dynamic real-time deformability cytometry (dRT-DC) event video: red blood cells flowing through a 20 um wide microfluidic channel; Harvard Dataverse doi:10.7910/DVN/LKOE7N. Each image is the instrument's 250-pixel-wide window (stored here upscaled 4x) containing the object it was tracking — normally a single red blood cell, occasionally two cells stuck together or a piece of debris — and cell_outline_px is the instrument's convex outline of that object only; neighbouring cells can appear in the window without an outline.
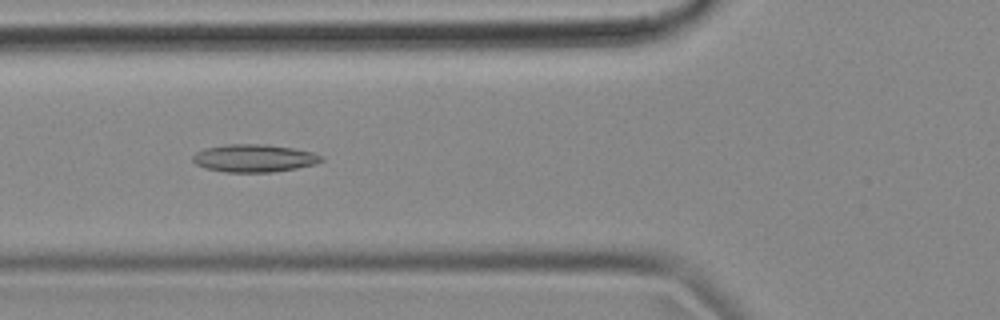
{"species": "common noctule bat (a hibernating species)", "species_latin": "Nyctalus noctula", "temperature_condition": "cold", "stored_images_in_passage": 55, "camera_frame_rate_fps": 3000, "um_per_image_px": 0.085, "animal": {"sex": "female", "body_mass_g": 18.4}, "frame": {"image": 1, "passage_image": 20, "time_ms": 6.333, "image_size_px": [1000, 320], "cell_outline_px": [[324, 160], [316, 164], [296, 168], [272, 172], [224, 172], [204, 168], [196, 164], [192, 160], [192, 156], [196, 152], [204, 148], [224, 144], [268, 144], [296, 148], [312, 152], [324, 156]], "centroid_in_image_um": [21.61, 13.44], "position_along_channel_um": 104.2, "area_um2": 21.1}}
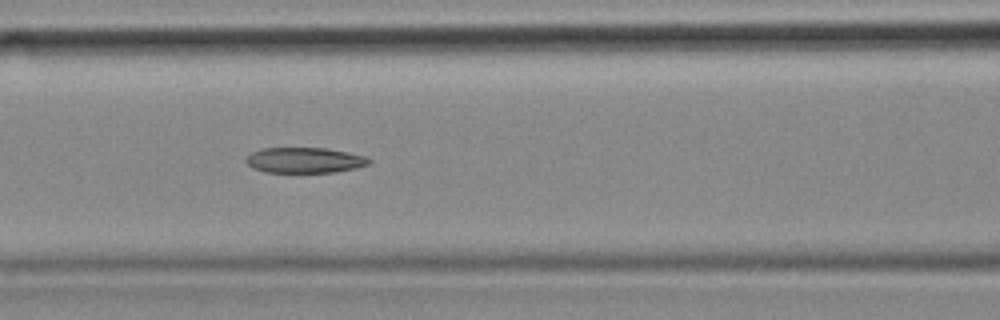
{"frame": {"image": 2, "passage_image": 23, "time_ms": 7.333, "image_size_px": [1000, 320], "cell_outline_px": [[372, 160], [368, 164], [356, 168], [336, 172], [264, 172], [252, 168], [244, 160], [252, 152], [260, 148], [324, 148], [348, 152], [364, 156]], "centroid_in_image_um": [25.87, 13.62], "position_along_channel_um": 140.7, "area_um2": 18.26}}
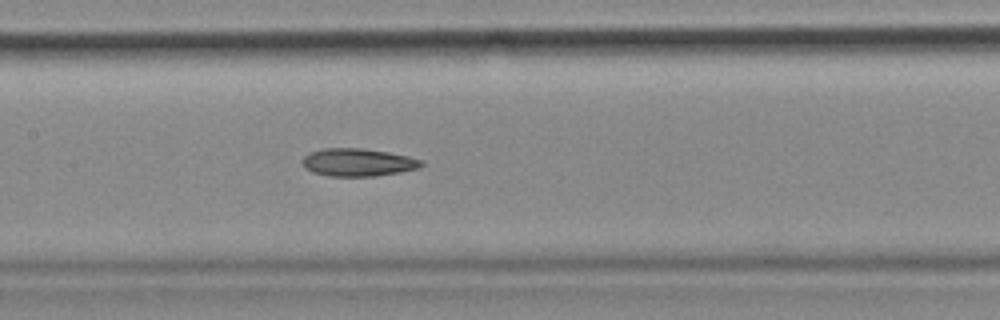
{"frame": {"image": 3, "passage_image": 26, "time_ms": 8.333, "image_size_px": [1000, 320], "cell_outline_px": [[424, 164], [420, 168], [400, 172], [376, 176], [328, 176], [312, 172], [304, 168], [300, 160], [308, 152], [324, 148], [360, 148], [388, 152], [408, 156], [424, 160]], "centroid_in_image_um": [30.41, 13.8], "position_along_channel_um": 177.0, "area_um2": 19.54}, "authors_computed_cell_mechanics": {"area_um2": 19.7676, "velocity_mm_per_s": 3.6359, "shape_relaxation_time_tau1_ms": null, "shape_relaxation_time_tau2_ms": 9.5797, "deformation_change_tau1": null, "deformation_change_tau2": 0.2013}}